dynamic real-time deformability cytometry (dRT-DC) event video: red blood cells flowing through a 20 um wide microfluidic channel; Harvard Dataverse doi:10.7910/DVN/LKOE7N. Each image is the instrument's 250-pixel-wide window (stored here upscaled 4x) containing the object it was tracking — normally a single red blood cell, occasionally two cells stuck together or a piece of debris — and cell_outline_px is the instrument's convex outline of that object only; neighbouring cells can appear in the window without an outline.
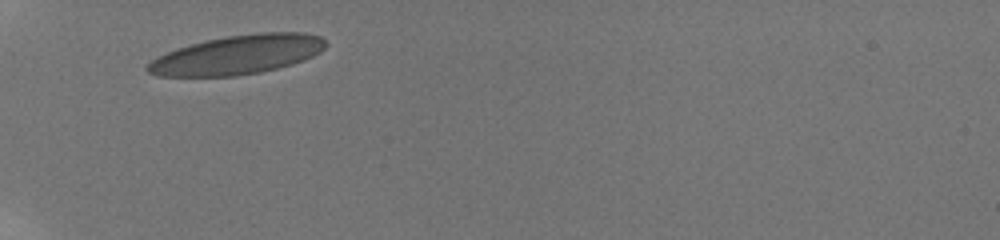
{"species": "human", "species_latin": "Homo sapiens", "temperature_condition": "room temperature", "stored_images_in_passage": 12, "camera_frame_rate_fps": 3000, "um_per_image_px": 0.085, "donor": {"sex": "male"}, "frame": {"image": 1, "passage_image": 1, "time_ms": 0.0, "image_size_px": [1000, 240], "cell_outline_px": [[328, 44], [320, 52], [304, 60], [292, 64], [260, 72], [236, 76], [156, 76], [148, 72], [144, 68], [152, 60], [176, 48], [208, 40], [228, 36], [256, 32], [304, 32], [320, 36]], "centroid_in_image_um": [20.21, 4.65], "position_along_channel_um": 64.8, "area_um2": 40.46}}
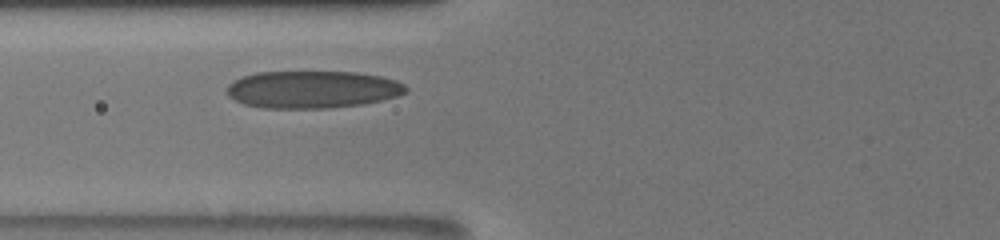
{"frame": {"image": 2, "passage_image": 11, "time_ms": 1.333, "image_size_px": [1000, 240], "cell_outline_px": [[408, 88], [404, 92], [396, 96], [380, 100], [360, 104], [328, 108], [264, 108], [244, 104], [228, 96], [228, 84], [244, 76], [256, 72], [356, 72], [380, 76], [396, 80], [404, 84]], "centroid_in_image_um": [26.55, 7.6], "position_along_channel_um": 99.3, "area_um2": 38.67}}